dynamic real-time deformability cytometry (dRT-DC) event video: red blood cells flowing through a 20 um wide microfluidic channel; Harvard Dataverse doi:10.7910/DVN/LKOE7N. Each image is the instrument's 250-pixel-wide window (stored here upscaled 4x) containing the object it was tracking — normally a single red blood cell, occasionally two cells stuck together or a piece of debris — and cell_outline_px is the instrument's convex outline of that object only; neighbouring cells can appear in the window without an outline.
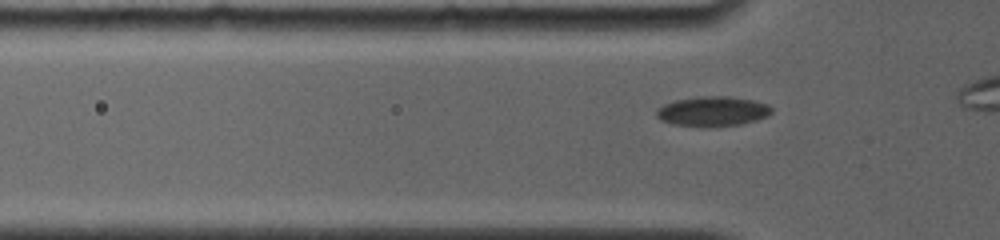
{"species": "common noctule bat (a hibernating species)", "species_latin": "Nyctalus noctula", "temperature_condition": "room temperature", "stored_images_in_passage": 17, "camera_frame_rate_fps": 4000, "um_per_image_px": 0.085, "animal": {"sex": "female", "body_mass_g": 19.0, "forearm_length_mm": 56.7}, "frame": {"image": 1, "passage_image": 4, "time_ms": 0.75, "image_size_px": [1000, 240], "cell_outline_px": [[772, 112], [768, 116], [756, 120], [740, 124], [676, 124], [660, 120], [656, 116], [656, 108], [664, 104], [676, 100], [700, 96], [728, 96], [752, 100], [768, 104], [772, 108]], "centroid_in_image_um": [60.59, 9.41], "position_along_channel_um": 65.2, "area_um2": 19.25}}
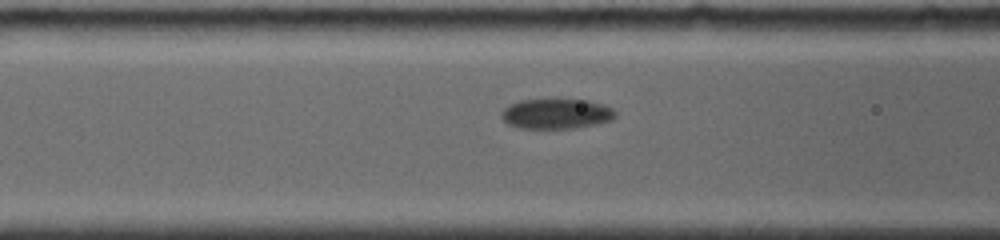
{"frame": {"image": 2, "passage_image": 10, "time_ms": 2.25, "image_size_px": [1000, 240], "cell_outline_px": [[616, 116], [612, 120], [596, 124], [576, 128], [520, 128], [508, 124], [500, 116], [500, 112], [504, 108], [520, 100], [588, 100], [604, 104], [612, 108], [616, 112]], "centroid_in_image_um": [47.31, 9.68], "position_along_channel_um": 119.3, "area_um2": 19.94}}
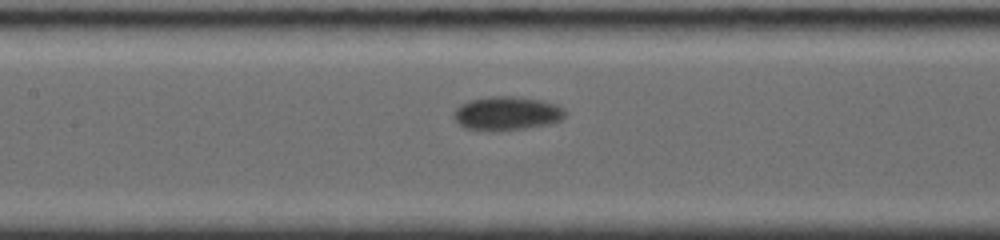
{"frame": {"image": 3, "passage_image": 15, "time_ms": 3.5, "image_size_px": [1000, 240], "cell_outline_px": [[564, 116], [560, 120], [548, 124], [524, 128], [464, 128], [452, 116], [456, 108], [460, 104], [468, 100], [492, 96], [512, 96], [540, 100], [556, 104], [564, 108]], "centroid_in_image_um": [43.08, 9.59], "position_along_channel_um": 164.3, "area_um2": 21.1}}